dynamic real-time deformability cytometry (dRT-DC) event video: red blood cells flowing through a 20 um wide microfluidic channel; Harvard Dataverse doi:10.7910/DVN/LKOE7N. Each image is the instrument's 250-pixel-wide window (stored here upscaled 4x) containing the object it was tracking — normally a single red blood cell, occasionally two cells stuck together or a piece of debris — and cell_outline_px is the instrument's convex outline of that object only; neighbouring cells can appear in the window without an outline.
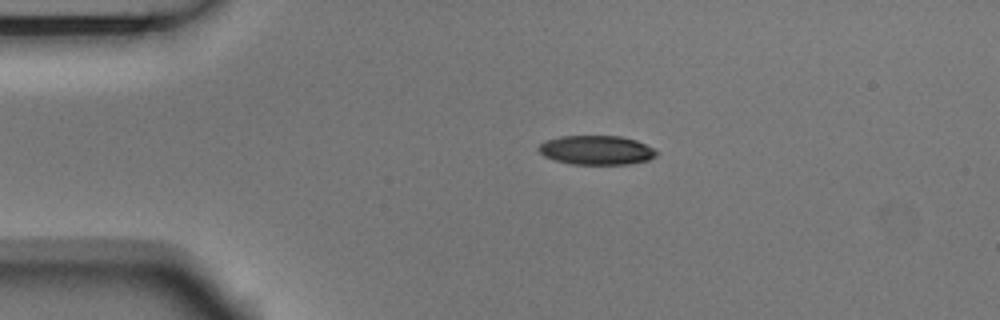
{"species": "Egyptian fruit bat (a non-hibernating species)", "species_latin": "Rousettus aegyptiacus", "temperature_condition": "room temperature", "stored_images_in_passage": 3, "camera_frame_rate_fps": 3000, "um_per_image_px": 0.085, "animal": {"sex": "male"}, "frame": {"image": 1, "passage_image": 2, "time_ms": 0.333, "image_size_px": [1000, 320], "cell_outline_px": [[660, 152], [656, 156], [648, 160], [628, 164], [572, 164], [556, 160], [544, 156], [536, 148], [544, 140], [560, 136], [620, 136], [636, 140]], "centroid_in_image_um": [50.68, 12.75], "position_along_channel_um": 34.3, "area_um2": 20.06}}